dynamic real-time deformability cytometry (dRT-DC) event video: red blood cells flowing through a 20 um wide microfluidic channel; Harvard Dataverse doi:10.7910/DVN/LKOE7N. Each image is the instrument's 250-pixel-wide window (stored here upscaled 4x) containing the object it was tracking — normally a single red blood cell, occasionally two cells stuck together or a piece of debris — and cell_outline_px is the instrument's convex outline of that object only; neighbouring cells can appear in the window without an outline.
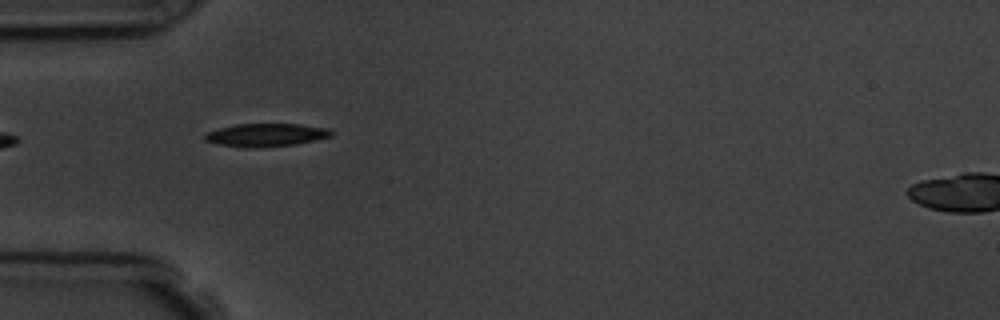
{"species": "common noctule bat (a hibernating species)", "species_latin": "Nyctalus noctula", "temperature_condition": "room temperature", "stored_images_in_passage": 4, "camera_frame_rate_fps": 3000, "um_per_image_px": 0.085, "animal": {"sex": "male", "body_mass_g": 19.5, "forearm_length_mm": 54.6}, "frame": {"image": 1, "passage_image": 2, "time_ms": 2.0, "image_size_px": [1000, 320], "cell_outline_px": [[332, 136], [316, 140], [296, 144], [264, 148], [244, 148], [216, 144], [204, 140], [204, 132], [236, 124], [300, 124], [328, 128], [332, 132]], "centroid_in_image_um": [22.58, 11.49], "position_along_channel_um": 62.4, "area_um2": 17.28}}
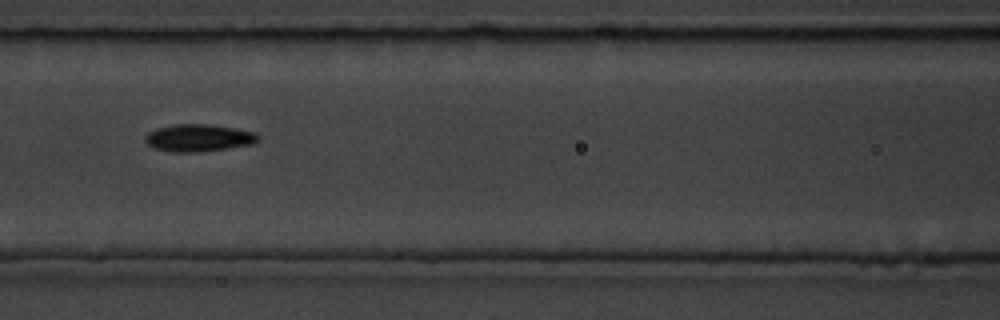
{"frame": {"image": 2, "passage_image": 4, "time_ms": 4.333, "image_size_px": [1000, 320], "cell_outline_px": [[260, 140], [256, 144], [228, 148], [196, 152], [172, 152], [156, 148], [148, 144], [144, 140], [144, 136], [148, 132], [156, 128], [172, 124], [208, 124], [236, 128], [256, 132], [260, 136]], "centroid_in_image_um": [16.92, 11.71], "position_along_channel_um": 149.7, "area_um2": 18.21}}